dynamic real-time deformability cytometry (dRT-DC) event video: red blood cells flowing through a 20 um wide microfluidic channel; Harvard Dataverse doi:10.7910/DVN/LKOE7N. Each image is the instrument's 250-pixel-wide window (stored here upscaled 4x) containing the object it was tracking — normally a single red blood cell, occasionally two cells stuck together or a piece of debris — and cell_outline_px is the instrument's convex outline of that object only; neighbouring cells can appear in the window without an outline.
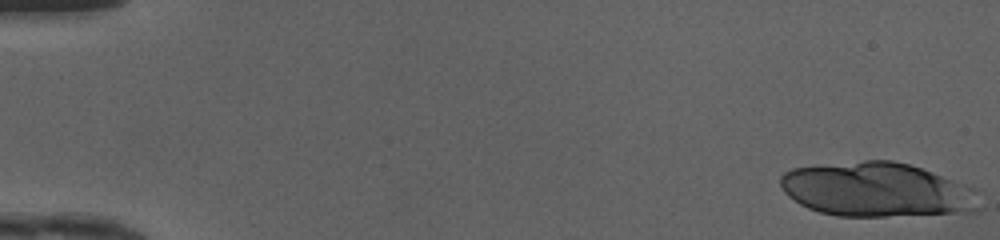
{"species": "human", "species_latin": "Homo sapiens", "temperature_condition": "cold", "stored_images_in_passage": 17, "camera_frame_rate_fps": 3000, "um_per_image_px": 0.085, "donor": {"sex": "female"}, "frame": {"image": 1, "passage_image": 1, "time_ms": 0.0, "image_size_px": [1000, 240], "cell_outline_px": [[964, 208], [952, 212], [884, 216], [836, 216], [820, 212], [808, 208], [800, 204], [788, 196], [784, 192], [780, 184], [780, 176], [784, 172], [792, 168], [864, 160], [892, 160], [908, 164], [932, 172], [956, 184]], "centroid_in_image_um": [74.02, 16.08], "position_along_channel_um": 11.0, "area_um2": 58.9}}